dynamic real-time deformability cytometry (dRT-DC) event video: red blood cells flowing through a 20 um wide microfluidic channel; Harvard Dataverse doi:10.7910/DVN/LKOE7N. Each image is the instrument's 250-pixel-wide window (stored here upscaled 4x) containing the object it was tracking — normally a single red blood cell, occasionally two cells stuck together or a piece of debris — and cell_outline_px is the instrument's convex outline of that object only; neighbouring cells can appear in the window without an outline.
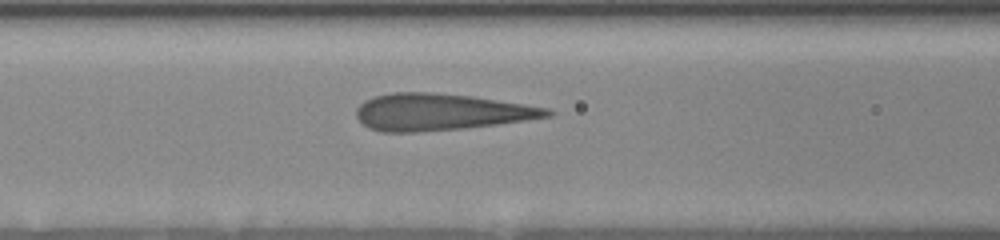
{"species": "human", "species_latin": "Homo sapiens", "temperature_condition": "room temperature", "stored_images_in_passage": 8, "segment_of_instrument_passage": [1, 2], "camera_frame_rate_fps": 3000, "um_per_image_px": 0.085, "donor": {"sex": "female"}, "frame": {"image": 1, "passage_image": 4, "time_ms": 2.0, "image_size_px": [1000, 240], "cell_outline_px": [[556, 112], [552, 116], [496, 124], [464, 128], [416, 132], [380, 132], [368, 128], [356, 116], [356, 108], [364, 100], [376, 96], [392, 92], [432, 92], [472, 96], [524, 104], [548, 108]], "centroid_in_image_um": [37.43, 9.52], "position_along_channel_um": 129.2, "area_um2": 40.81}}
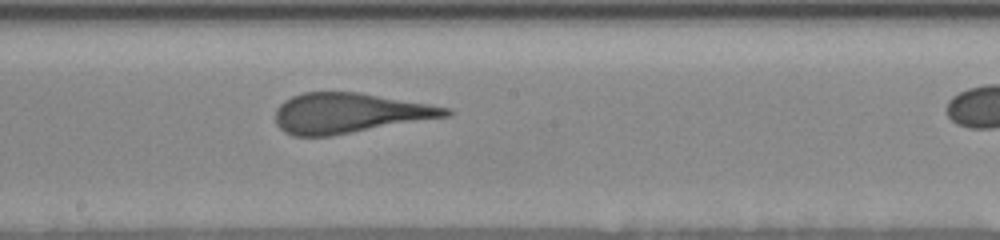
{"frame": {"image": 2, "passage_image": 7, "time_ms": 4.333, "image_size_px": [1000, 240], "cell_outline_px": [[452, 116], [332, 136], [292, 136], [284, 132], [276, 124], [276, 108], [284, 100], [292, 96], [304, 92], [360, 92], [428, 104], [448, 108], [452, 112]], "centroid_in_image_um": [29.69, 9.62], "position_along_channel_um": 218.5, "area_um2": 40.0}}